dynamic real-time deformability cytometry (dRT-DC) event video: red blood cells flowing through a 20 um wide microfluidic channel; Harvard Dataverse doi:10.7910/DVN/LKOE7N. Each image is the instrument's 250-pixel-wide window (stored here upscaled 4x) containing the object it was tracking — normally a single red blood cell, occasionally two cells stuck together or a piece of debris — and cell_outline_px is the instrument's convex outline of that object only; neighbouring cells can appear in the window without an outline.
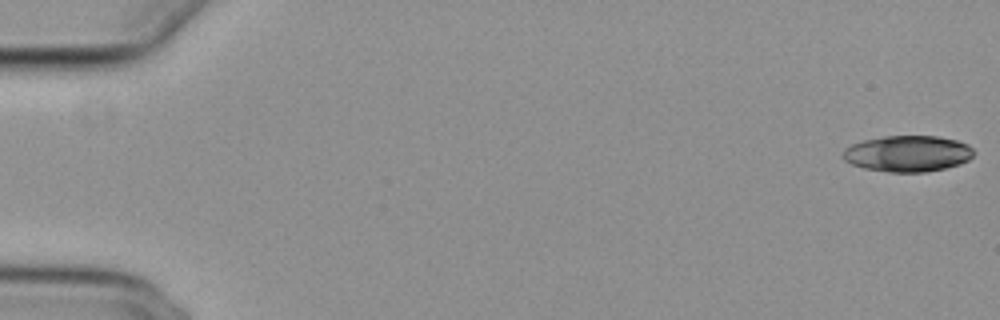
{"species": "common noctule bat (a hibernating species)", "species_latin": "Nyctalus noctula", "temperature_condition": "cold", "stored_images_in_passage": 54, "camera_frame_rate_fps": 3000, "um_per_image_px": 0.085, "animal": {"sex": "female", "body_mass_g": 29.2, "forearm_length_mm": 56.3}, "frame": {"image": 1, "passage_image": 1, "time_ms": 0.0, "image_size_px": [1000, 320], "cell_outline_px": [[972, 156], [968, 160], [960, 164], [944, 168], [924, 172], [888, 172], [864, 168], [852, 164], [844, 160], [844, 148], [852, 144], [864, 140], [884, 136], [940, 136], [956, 140], [968, 144], [972, 148]], "centroid_in_image_um": [77.16, 13.05], "position_along_channel_um": 7.8, "area_um2": 27.46}}
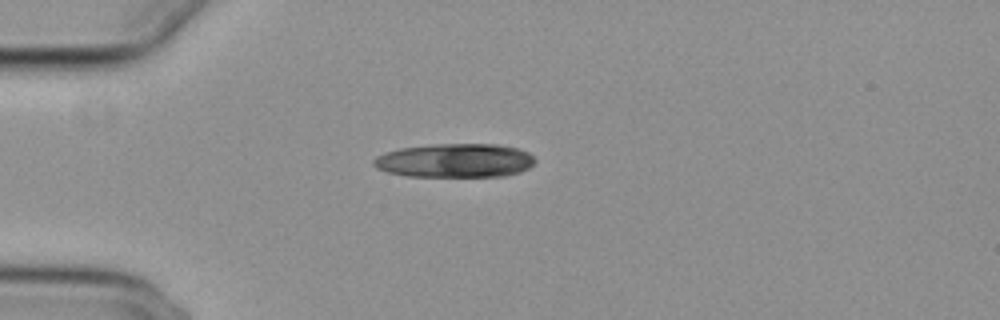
{"frame": {"image": 2, "passage_image": 15, "time_ms": 4.667, "image_size_px": [1000, 320], "cell_outline_px": [[536, 160], [528, 168], [520, 172], [504, 176], [408, 176], [388, 172], [376, 168], [372, 164], [372, 160], [376, 156], [384, 152], [400, 148], [432, 144], [500, 144], [516, 148], [528, 152]], "centroid_in_image_um": [38.65, 13.64], "position_along_channel_um": 46.4, "area_um2": 31.96}}
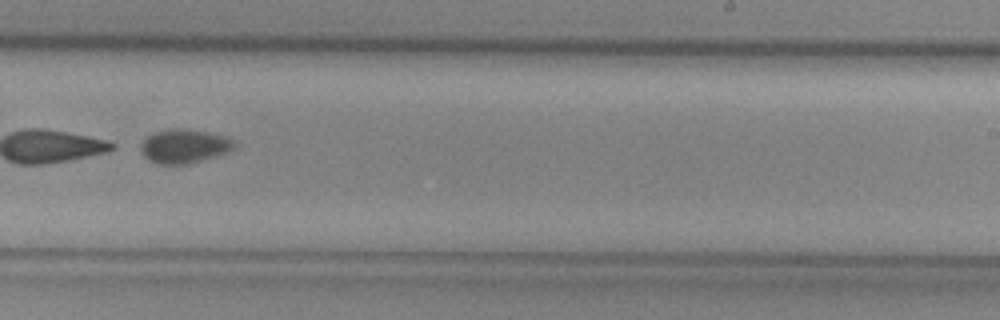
{"frame": {"image": 3, "passage_image": 35, "time_ms": 11.333, "image_size_px": [1000, 320], "cell_outline_px": [[236, 148], [228, 152], [216, 156], [188, 164], [156, 164], [148, 160], [140, 152], [140, 144], [144, 136], [156, 132], [172, 128], [184, 128], [208, 132], [228, 136], [236, 140]], "centroid_in_image_um": [15.67, 12.41], "position_along_channel_um": 273.3, "area_um2": 19.02}}